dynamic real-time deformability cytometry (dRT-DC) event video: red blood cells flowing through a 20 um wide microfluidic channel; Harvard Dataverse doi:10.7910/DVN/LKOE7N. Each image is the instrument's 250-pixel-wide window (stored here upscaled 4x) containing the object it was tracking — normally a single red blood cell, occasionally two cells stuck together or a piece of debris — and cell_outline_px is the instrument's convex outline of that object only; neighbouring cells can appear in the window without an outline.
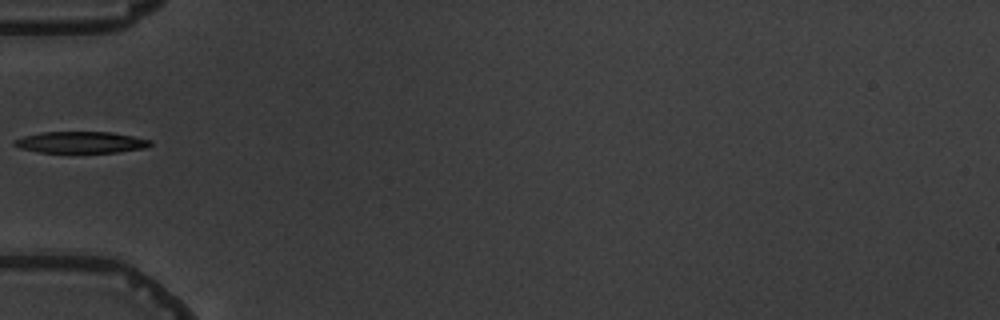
{"species": "common noctule bat (a hibernating species)", "species_latin": "Nyctalus noctula", "temperature_condition": "warm", "stored_images_in_passage": 7, "segment_of_instrument_passage": [2, 2], "camera_frame_rate_fps": 3000, "um_per_image_px": 0.085, "animal": {"sex": "male", "body_mass_g": 19.5, "forearm_length_mm": 54.6}, "frame": {"image": 1, "passage_image": 5, "time_ms": 5.667, "image_size_px": [1000, 320], "cell_outline_px": [[152, 144], [144, 148], [116, 152], [40, 152], [20, 148], [12, 144], [12, 140], [24, 136], [40, 132], [112, 132], [152, 140]], "centroid_in_image_um": [6.84, 12.09], "position_along_channel_um": 78.2, "area_um2": 16.94}}
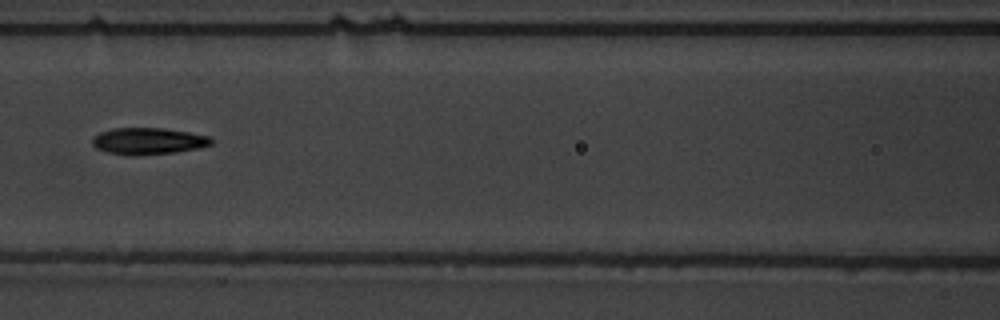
{"frame": {"image": 2, "passage_image": 7, "time_ms": 7.667, "image_size_px": [1000, 320], "cell_outline_px": [[212, 144], [200, 148], [176, 152], [140, 156], [128, 156], [108, 152], [96, 148], [92, 144], [92, 136], [100, 132], [112, 128], [164, 128], [212, 136]], "centroid_in_image_um": [12.6, 12.0], "position_along_channel_um": 154.0, "area_um2": 18.84}}